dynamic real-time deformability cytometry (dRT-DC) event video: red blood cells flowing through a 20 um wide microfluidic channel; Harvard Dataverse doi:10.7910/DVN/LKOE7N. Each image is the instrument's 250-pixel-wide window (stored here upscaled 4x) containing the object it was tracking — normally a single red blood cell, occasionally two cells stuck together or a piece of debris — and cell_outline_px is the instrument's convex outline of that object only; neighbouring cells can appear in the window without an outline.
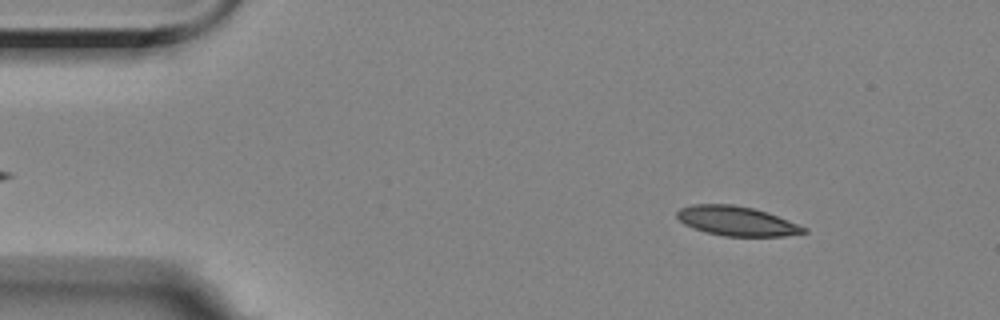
{"species": "Egyptian fruit bat (a non-hibernating species)", "species_latin": "Rousettus aegyptiacus", "temperature_condition": "room temperature", "stored_images_in_passage": 14, "camera_frame_rate_fps": 3000, "um_per_image_px": 0.085, "animal": {"sex": "female"}, "frame": {"image": 1, "passage_image": 6, "time_ms": 1.667, "image_size_px": [1000, 320], "cell_outline_px": [[808, 232], [784, 236], [724, 236], [692, 228], [684, 224], [676, 216], [676, 212], [680, 208], [692, 204], [732, 204], [752, 208], [768, 212], [808, 228]], "centroid_in_image_um": [62.62, 18.78], "position_along_channel_um": 22.4, "area_um2": 21.79}}